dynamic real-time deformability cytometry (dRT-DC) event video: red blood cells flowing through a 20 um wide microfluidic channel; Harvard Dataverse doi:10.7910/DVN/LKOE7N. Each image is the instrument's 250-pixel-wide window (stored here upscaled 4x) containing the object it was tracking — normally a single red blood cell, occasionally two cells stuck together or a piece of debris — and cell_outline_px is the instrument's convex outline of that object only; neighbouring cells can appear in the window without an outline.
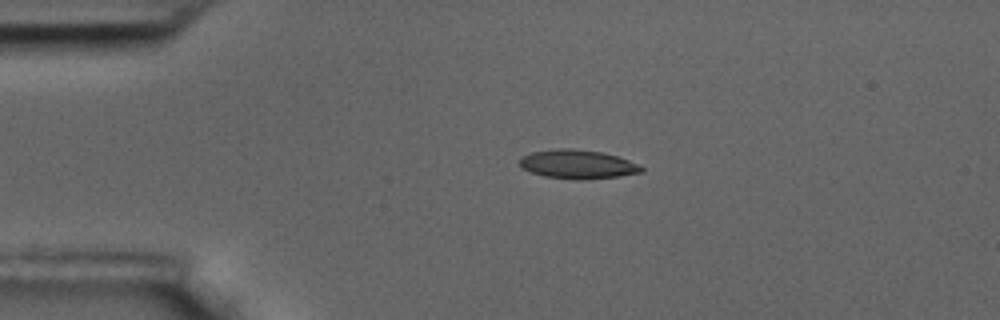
{"species": "common noctule bat (a hibernating species)", "species_latin": "Nyctalus noctula", "temperature_condition": "room temperature", "stored_images_in_passage": 47, "camera_frame_rate_fps": 3000, "um_per_image_px": 0.085, "animal": {"sex": "male", "body_mass_g": 17.5, "forearm_length_mm": 52.3}, "frame": {"image": 1, "passage_image": 1, "time_ms": 0.0, "image_size_px": [1000, 320], "cell_outline_px": [[644, 172], [620, 176], [580, 180], [576, 180], [544, 176], [520, 168], [520, 156], [532, 152], [556, 148], [572, 148], [600, 152], [616, 156], [640, 164], [644, 168]], "centroid_in_image_um": [49.1, 13.96], "position_along_channel_um": 35.9, "area_um2": 20.63}}
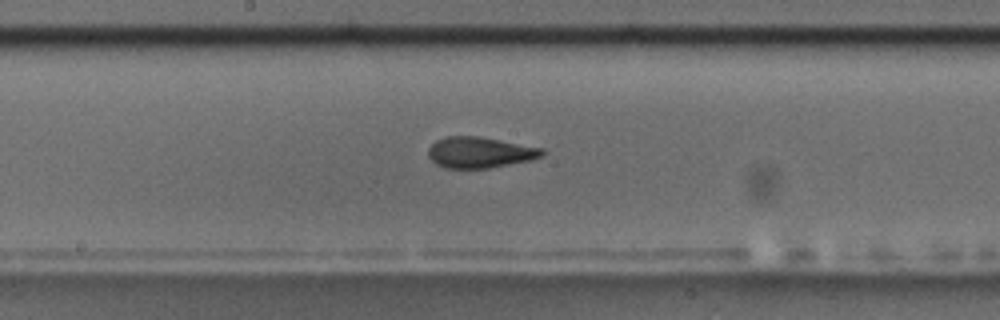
{"frame": {"image": 2, "passage_image": 19, "time_ms": 6.0, "image_size_px": [1000, 320], "cell_outline_px": [[548, 152], [544, 156], [532, 160], [488, 168], [444, 168], [436, 164], [428, 156], [428, 148], [436, 140], [444, 136], [480, 136], [544, 148]], "centroid_in_image_um": [40.83, 12.95], "position_along_channel_um": 207.4, "area_um2": 20.87}}
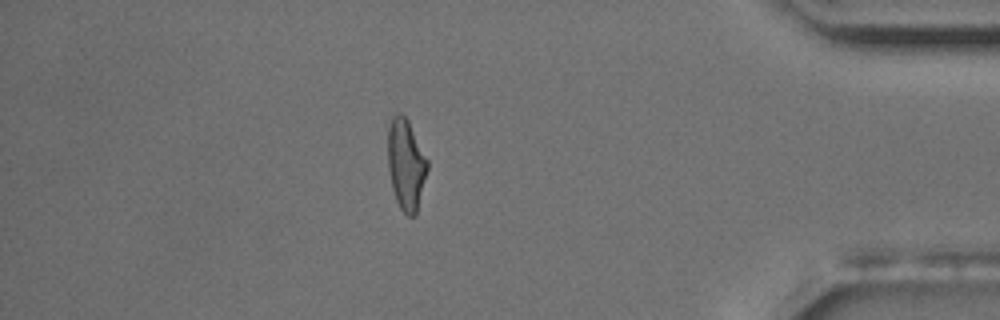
{"frame": {"image": 3, "passage_image": 39, "time_ms": 12.667, "image_size_px": [1000, 320], "cell_outline_px": [[428, 168], [416, 216], [408, 216], [400, 208], [396, 200], [392, 188], [388, 168], [388, 128], [392, 116], [396, 112], [400, 112], [408, 120], [428, 160]], "centroid_in_image_um": [34.51, 13.97], "position_along_channel_um": 400.7, "area_um2": 21.04}, "authors_computed_cell_mechanics": {"area_um2": 20.5768, "velocity_mm_per_s": 3.4746, "shape_relaxation_time_tau1_ms": 7.76, "shape_relaxation_time_tau2_ms": 1.8009, "deformation_change_tau1": 0.1958, "deformation_change_tau2": 0.087}}